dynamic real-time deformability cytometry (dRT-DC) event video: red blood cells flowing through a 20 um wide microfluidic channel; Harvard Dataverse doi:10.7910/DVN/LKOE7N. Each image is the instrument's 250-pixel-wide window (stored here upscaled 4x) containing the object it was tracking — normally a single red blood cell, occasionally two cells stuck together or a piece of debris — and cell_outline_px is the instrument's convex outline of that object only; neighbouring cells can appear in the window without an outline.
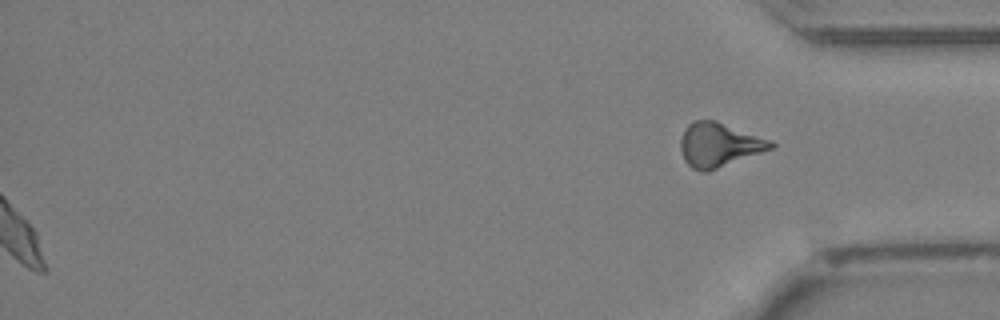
{"species": "Egyptian fruit bat (a non-hibernating species)", "species_latin": "Rousettus aegyptiacus", "temperature_condition": "cold", "stored_images_in_passage": 44, "segment_of_instrument_passage": [2, 2], "camera_frame_rate_fps": 3000, "um_per_image_px": 0.085, "animal": {"sex": "female"}, "frame": {"image": 1, "passage_image": 44, "time_ms": 14.333, "image_size_px": [1000, 320], "cell_outline_px": [[776, 144], [772, 148], [708, 172], [704, 172], [692, 168], [684, 160], [680, 148], [680, 140], [684, 128], [692, 120], [716, 120], [772, 140]], "centroid_in_image_um": [61.09, 12.29], "position_along_channel_um": 374.1, "area_um2": 23.29}}